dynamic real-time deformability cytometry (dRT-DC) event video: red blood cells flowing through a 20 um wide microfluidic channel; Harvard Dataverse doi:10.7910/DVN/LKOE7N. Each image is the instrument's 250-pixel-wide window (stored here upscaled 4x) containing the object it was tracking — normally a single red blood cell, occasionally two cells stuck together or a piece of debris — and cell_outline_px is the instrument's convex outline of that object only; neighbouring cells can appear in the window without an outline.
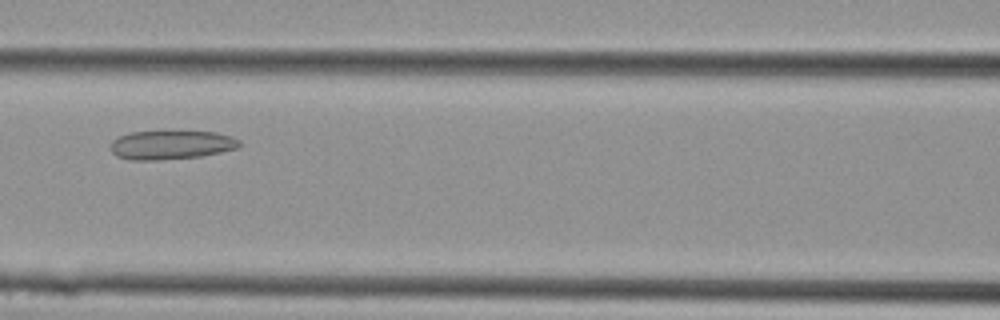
{"species": "Egyptian fruit bat (a non-hibernating species)", "species_latin": "Rousettus aegyptiacus", "temperature_condition": "cold", "stored_images_in_passage": 8, "camera_frame_rate_fps": 3000, "um_per_image_px": 0.085, "animal": {"sex": "female"}, "frame": {"image": 1, "passage_image": 5, "time_ms": 1.333, "image_size_px": [1000, 320], "cell_outline_px": [[240, 144], [236, 148], [220, 152], [200, 156], [160, 160], [128, 160], [116, 156], [112, 152], [112, 140], [120, 136], [132, 132], [216, 132], [232, 136], [240, 140]], "centroid_in_image_um": [14.55, 12.33], "position_along_channel_um": 152.1, "area_um2": 21.44}}
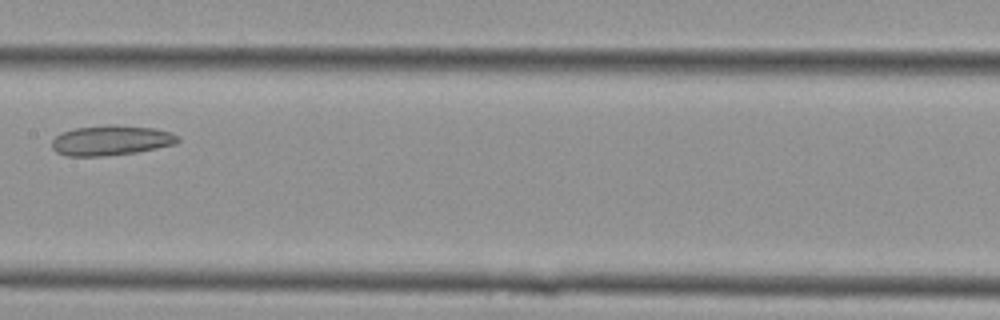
{"frame": {"image": 2, "passage_image": 7, "time_ms": 2.0, "image_size_px": [1000, 320], "cell_outline_px": [[180, 140], [176, 144], [136, 152], [104, 156], [64, 156], [56, 152], [52, 148], [52, 140], [56, 136], [64, 132], [76, 128], [108, 124], [116, 124], [152, 128], [172, 132], [180, 136]], "centroid_in_image_um": [9.46, 11.93], "position_along_channel_um": 197.9, "area_um2": 22.2}}